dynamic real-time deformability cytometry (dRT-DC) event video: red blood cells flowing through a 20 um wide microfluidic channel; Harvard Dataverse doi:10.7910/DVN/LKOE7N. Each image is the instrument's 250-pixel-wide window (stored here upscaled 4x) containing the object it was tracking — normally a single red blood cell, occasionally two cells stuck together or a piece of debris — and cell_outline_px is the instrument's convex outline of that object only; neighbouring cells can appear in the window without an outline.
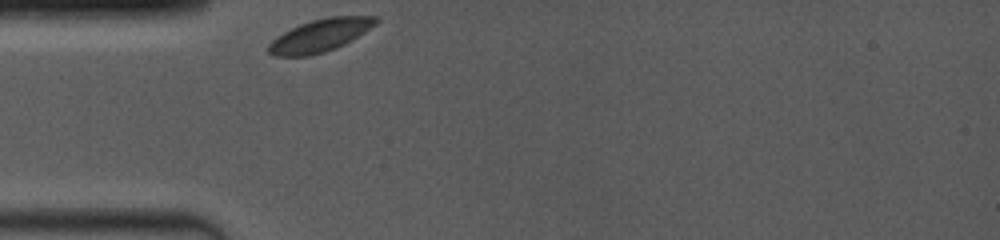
{"species": "common noctule bat (a hibernating species)", "species_latin": "Nyctalus noctula", "temperature_condition": "room temperature", "stored_images_in_passage": 34, "camera_frame_rate_fps": 4000, "um_per_image_px": 0.085, "animal": {"sex": "female", "body_mass_g": 19.0, "forearm_length_mm": 53.3}, "frame": {"image": 1, "passage_image": 1, "time_ms": 0.0, "image_size_px": [1000, 240], "cell_outline_px": [[380, 20], [376, 24], [352, 40], [336, 48], [324, 52], [308, 56], [272, 56], [268, 52], [268, 44], [272, 40], [284, 32], [300, 24], [312, 20], [328, 16], [376, 16]], "centroid_in_image_um": [27.21, 3.01], "position_along_channel_um": 57.8, "area_um2": 20.35}}
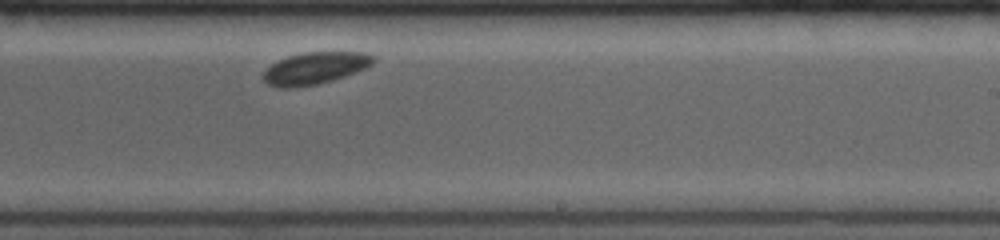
{"frame": {"image": 2, "passage_image": 18, "time_ms": 5.75, "image_size_px": [1000, 240], "cell_outline_px": [[376, 60], [372, 64], [364, 68], [344, 76], [332, 80], [316, 84], [288, 88], [280, 88], [268, 84], [264, 80], [264, 72], [272, 64], [288, 56], [304, 52], [364, 52], [376, 56]], "centroid_in_image_um": [26.8, 5.78], "position_along_channel_um": 262.2, "area_um2": 20.23}}
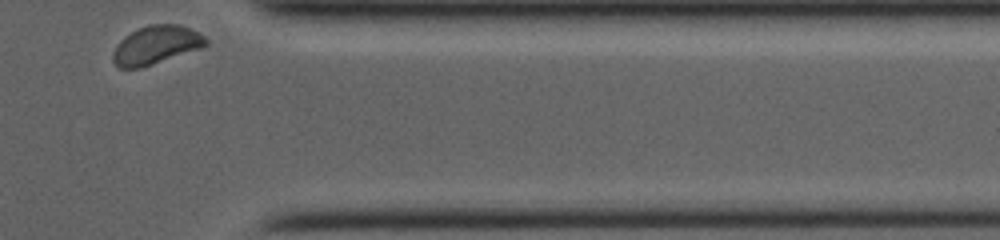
{"frame": {"image": 3, "passage_image": 34, "time_ms": 9.5, "image_size_px": [1000, 240], "cell_outline_px": [[208, 44], [200, 48], [140, 68], [120, 68], [112, 60], [112, 52], [116, 44], [124, 36], [148, 24], [180, 24], [200, 32], [208, 40]], "centroid_in_image_um": [13.26, 3.81], "position_along_channel_um": 398.1, "area_um2": 20.75}}